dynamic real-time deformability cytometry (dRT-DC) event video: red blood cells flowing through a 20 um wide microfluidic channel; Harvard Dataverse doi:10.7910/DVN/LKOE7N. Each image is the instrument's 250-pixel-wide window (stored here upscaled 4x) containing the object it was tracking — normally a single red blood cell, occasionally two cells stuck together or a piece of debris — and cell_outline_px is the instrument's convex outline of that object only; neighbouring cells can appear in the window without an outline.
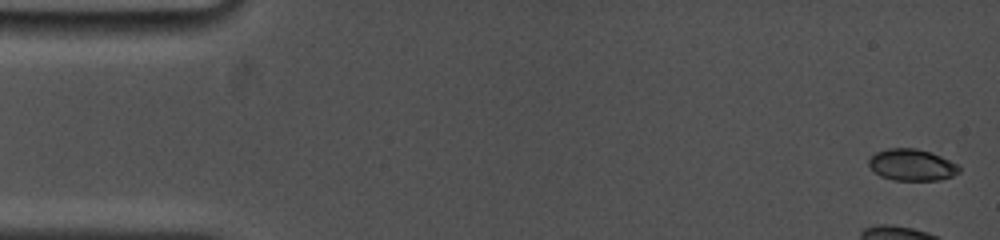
{"species": "common noctule bat (a hibernating species)", "species_latin": "Nyctalus noctula", "temperature_condition": "cold", "stored_images_in_passage": 13, "camera_frame_rate_fps": 5000, "um_per_image_px": 0.085, "animal": {"sex": "female", "body_mass_g": 19.0, "forearm_length_mm": 53.3}, "frame": {"image": 1, "passage_image": 1, "time_ms": 0.0, "image_size_px": [1000, 240], "cell_outline_px": [[960, 172], [952, 176], [940, 180], [892, 180], [880, 176], [868, 164], [868, 160], [876, 152], [888, 148], [916, 148], [932, 152], [956, 164], [960, 168]], "centroid_in_image_um": [77.5, 14.01], "position_along_channel_um": 7.5, "area_um2": 16.59}}